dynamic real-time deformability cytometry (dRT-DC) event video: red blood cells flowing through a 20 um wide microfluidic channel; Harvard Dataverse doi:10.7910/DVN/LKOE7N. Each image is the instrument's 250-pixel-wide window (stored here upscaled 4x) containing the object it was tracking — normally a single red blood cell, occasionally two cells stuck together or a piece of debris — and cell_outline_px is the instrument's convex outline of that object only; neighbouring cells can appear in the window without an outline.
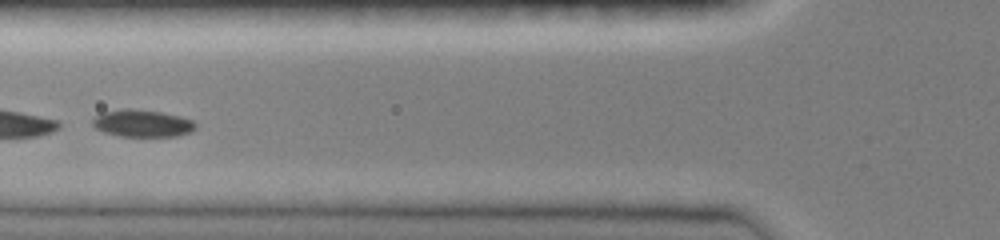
{"species": "common noctule bat (a hibernating species)", "species_latin": "Nyctalus noctula", "temperature_condition": "room temperature", "stored_images_in_passage": 42, "camera_frame_rate_fps": 3000, "um_per_image_px": 0.085, "animal": {"sex": "female", "body_mass_g": 19.0, "forearm_length_mm": 51.5}, "frame": {"image": 1, "passage_image": 16, "time_ms": 5.0, "image_size_px": [1000, 240], "cell_outline_px": [[196, 128], [192, 132], [176, 136], [120, 136], [104, 132], [96, 128], [92, 124], [92, 120], [100, 112], [120, 108], [132, 108], [160, 112], [180, 116], [192, 120], [196, 124]], "centroid_in_image_um": [12.08, 10.47], "position_along_channel_um": 113.7, "area_um2": 16.47}}
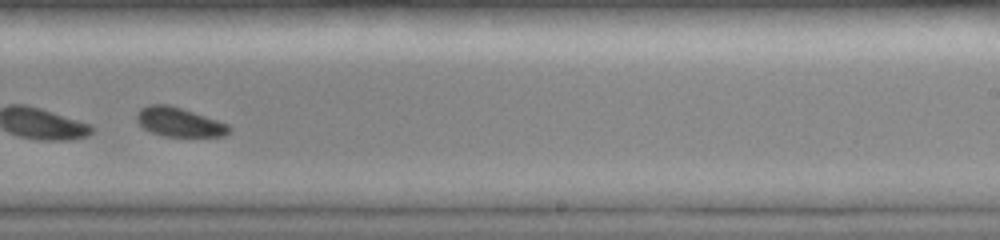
{"frame": {"image": 2, "passage_image": 28, "time_ms": 9.0, "image_size_px": [1000, 240], "cell_outline_px": [[232, 128], [224, 136], [164, 136], [152, 132], [144, 128], [136, 120], [136, 112], [140, 108], [148, 104], [168, 104], [228, 124]], "centroid_in_image_um": [15.19, 10.37], "position_along_channel_um": 273.8, "area_um2": 15.49}}
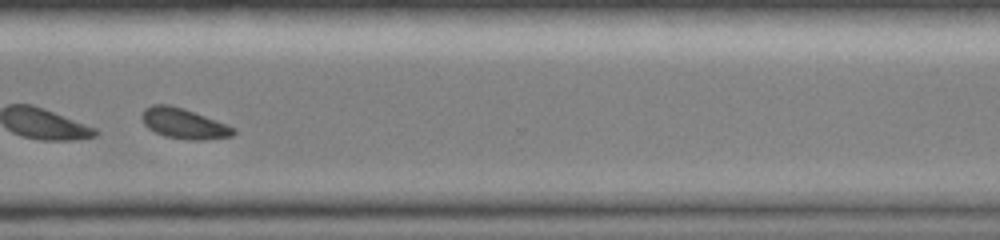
{"frame": {"image": 3, "passage_image": 34, "time_ms": 11.0, "image_size_px": [1000, 240], "cell_outline_px": [[236, 132], [232, 136], [204, 140], [192, 140], [164, 136], [148, 128], [144, 124], [140, 116], [144, 108], [152, 104], [168, 104], [184, 108], [228, 124], [236, 128]], "centroid_in_image_um": [15.63, 10.49], "position_along_channel_um": 355.0, "area_um2": 16.42}, "authors_computed_cell_mechanics": {"area_um2": 16.8776, "velocity_mm_per_s": 4.0159, "shape_relaxation_time_tau1_ms": 1.4104, "shape_relaxation_time_tau2_ms": null, "deformation_change_tau1": 0.0866, "deformation_change_tau2": null}}